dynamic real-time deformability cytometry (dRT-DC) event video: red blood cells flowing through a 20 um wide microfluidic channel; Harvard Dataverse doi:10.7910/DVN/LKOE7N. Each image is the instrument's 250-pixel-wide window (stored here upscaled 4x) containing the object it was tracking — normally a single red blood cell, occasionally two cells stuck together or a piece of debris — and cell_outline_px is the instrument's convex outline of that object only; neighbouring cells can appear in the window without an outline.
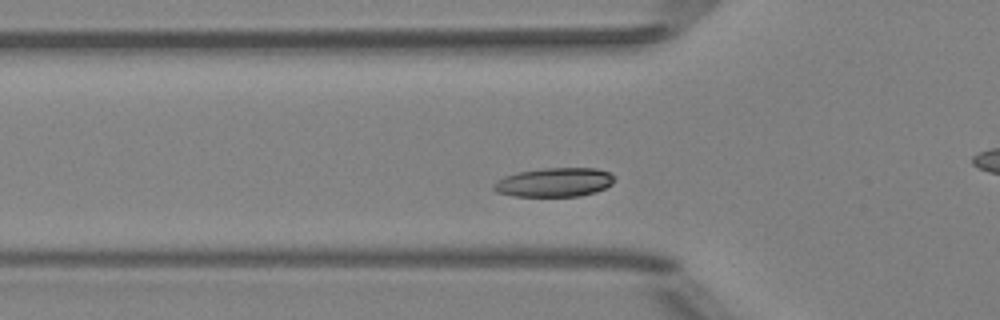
{"species": "Egyptian fruit bat (a non-hibernating species)", "species_latin": "Rousettus aegyptiacus", "temperature_condition": "room temperature", "stored_images_in_passage": 54, "camera_frame_rate_fps": 3000, "um_per_image_px": 0.085, "animal": {"sex": "female"}, "frame": {"image": 1, "passage_image": 18, "time_ms": 5.667, "image_size_px": [1000, 320], "cell_outline_px": [[616, 180], [612, 184], [596, 192], [580, 196], [512, 196], [496, 192], [492, 188], [492, 184], [496, 180], [504, 176], [516, 172], [540, 168], [596, 168], [608, 172], [616, 176]], "centroid_in_image_um": [47.1, 15.49], "position_along_channel_um": 78.7, "area_um2": 20.75}}
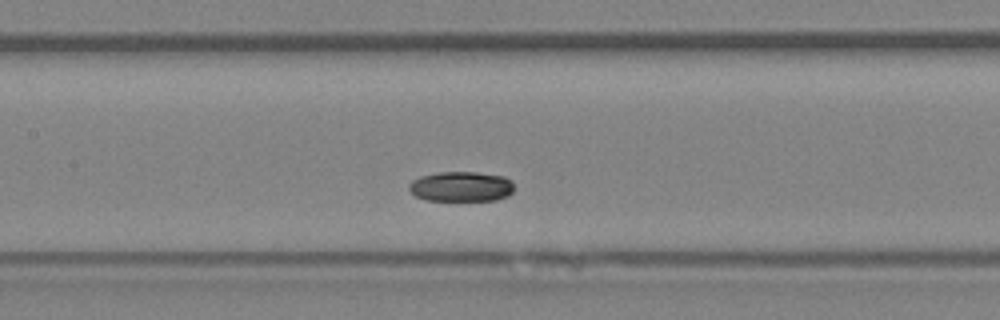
{"frame": {"image": 2, "passage_image": 25, "time_ms": 8.0, "image_size_px": [1000, 320], "cell_outline_px": [[512, 192], [508, 196], [496, 200], [424, 200], [416, 196], [408, 188], [408, 184], [412, 180], [420, 176], [436, 172], [476, 172], [504, 176], [512, 180]], "centroid_in_image_um": [39.18, 15.85], "position_along_channel_um": 168.2, "area_um2": 18.5}}
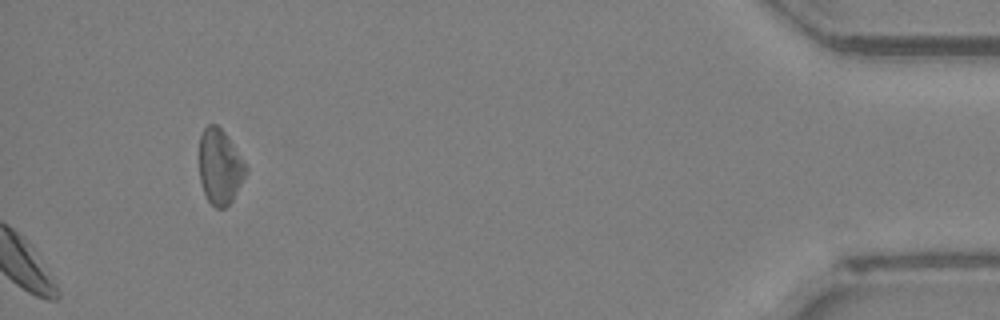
{"frame": {"image": 3, "passage_image": 54, "time_ms": 17.667, "image_size_px": [1000, 320], "cell_outline_px": [[248, 172], [232, 200], [224, 208], [216, 208], [208, 200], [204, 192], [200, 180], [200, 136], [204, 128], [208, 124], [216, 124], [224, 132], [248, 168]], "centroid_in_image_um": [18.69, 14.18], "position_along_channel_um": 416.5, "area_um2": 20.11}, "authors_computed_cell_mechanics": {"area_um2": 19.6809, "velocity_mm_per_s": 3.8501, "shape_relaxation_time_tau1_ms": 3.6622, "shape_relaxation_time_tau2_ms": null, "deformation_change_tau1": 0.1129, "deformation_change_tau2": null}}